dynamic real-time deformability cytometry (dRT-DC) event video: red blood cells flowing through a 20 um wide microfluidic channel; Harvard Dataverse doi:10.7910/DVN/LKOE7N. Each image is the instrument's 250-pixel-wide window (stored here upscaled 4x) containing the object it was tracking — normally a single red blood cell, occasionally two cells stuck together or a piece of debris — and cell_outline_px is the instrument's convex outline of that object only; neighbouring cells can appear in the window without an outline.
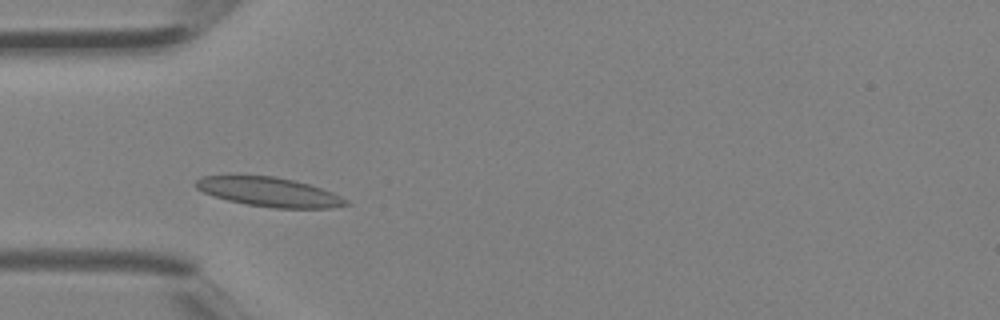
{"species": "Egyptian fruit bat (a non-hibernating species)", "species_latin": "Rousettus aegyptiacus", "temperature_condition": "room temperature", "stored_images_in_passage": 5, "camera_frame_rate_fps": 3000, "um_per_image_px": 0.085, "animal": {"sex": "female"}, "frame": {"image": 1, "passage_image": 4, "time_ms": 1.0, "image_size_px": [1000, 320], "cell_outline_px": [[352, 204], [332, 208], [276, 208], [248, 204], [228, 200], [204, 192], [196, 188], [192, 184], [200, 176], [276, 176], [308, 184], [332, 192], [348, 200]], "centroid_in_image_um": [22.9, 16.32], "position_along_channel_um": 62.1, "area_um2": 25.37}}
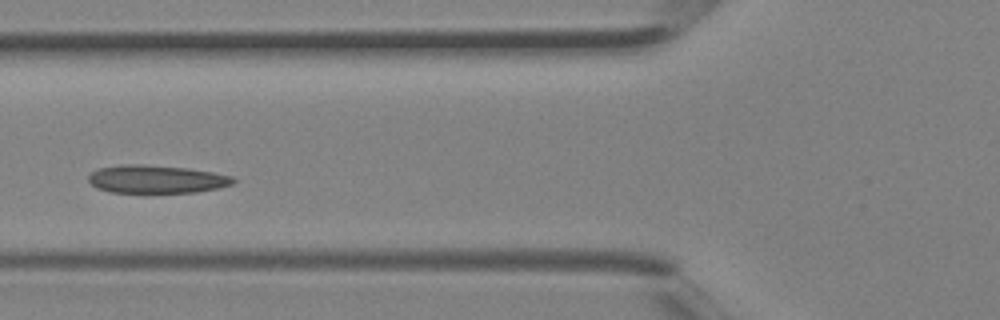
{"frame": {"image": 2, "passage_image": 5, "time_ms": 1.333, "image_size_px": [1000, 320], "cell_outline_px": [[236, 180], [232, 184], [216, 188], [196, 192], [112, 192], [96, 188], [88, 180], [88, 176], [92, 172], [100, 168], [120, 164], [144, 164], [188, 168], [212, 172], [232, 176]], "centroid_in_image_um": [13.28, 15.22], "position_along_channel_um": 112.5, "area_um2": 23.52}}